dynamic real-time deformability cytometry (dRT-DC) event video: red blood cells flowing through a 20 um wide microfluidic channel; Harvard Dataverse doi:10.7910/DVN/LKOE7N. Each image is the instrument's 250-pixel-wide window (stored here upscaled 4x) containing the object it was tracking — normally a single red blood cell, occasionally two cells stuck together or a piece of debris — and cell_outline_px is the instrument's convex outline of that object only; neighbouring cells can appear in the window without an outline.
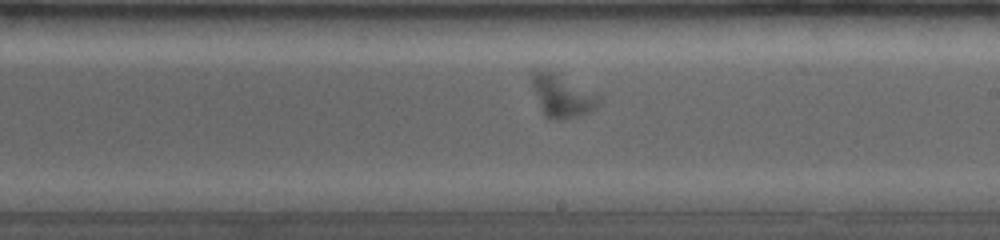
{"species": "common noctule bat (a hibernating species)", "species_latin": "Nyctalus noctula", "temperature_condition": "room temperature", "stored_images_in_passage": 59, "camera_frame_rate_fps": 4000, "um_per_image_px": 0.085, "animal": {"sex": "female", "body_mass_g": 19.0, "forearm_length_mm": 53.3}, "frame": {"image": 1, "passage_image": 29, "time_ms": 6.25, "image_size_px": [1000, 240], "cell_outline_px": [[600, 104], [596, 108], [580, 116], [556, 120], [544, 116], [532, 84], [532, 68], [548, 68], [596, 96], [600, 100]], "centroid_in_image_um": [47.7, 8.13], "position_along_channel_um": 241.3, "area_um2": 16.24}}
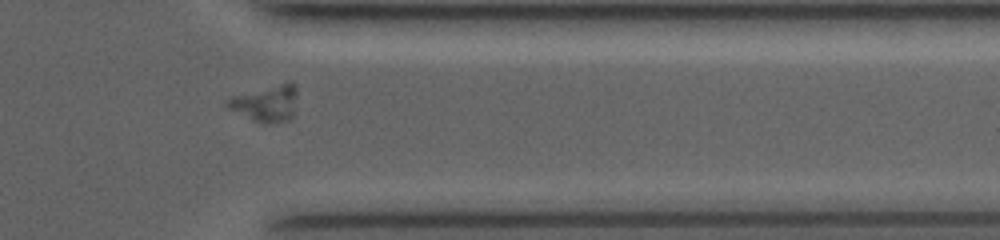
{"frame": {"image": 2, "passage_image": 47, "time_ms": 10.0, "image_size_px": [1000, 240], "cell_outline_px": [[296, 92], [292, 116], [288, 120], [268, 124], [260, 124], [228, 108], [224, 104], [224, 100], [228, 96], [288, 80], [296, 88]], "centroid_in_image_um": [22.53, 8.76], "position_along_channel_um": 388.9, "area_um2": 15.26}}
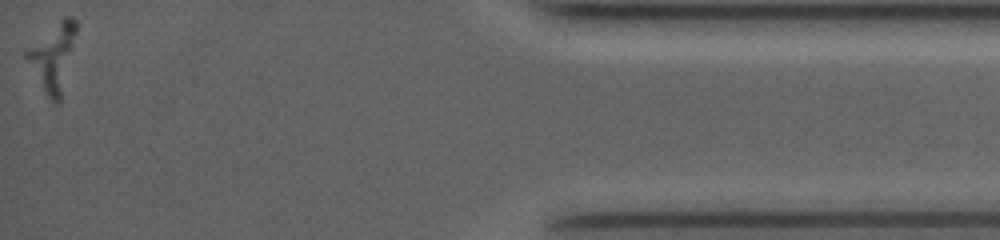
{"frame": {"image": 3, "passage_image": 59, "time_ms": 12.75, "image_size_px": [1000, 240], "cell_outline_px": [[76, 32], [60, 100], [56, 104], [44, 92], [24, 56], [24, 48], [64, 16], [72, 16], [76, 20]], "centroid_in_image_um": [4.46, 4.78], "position_along_channel_um": 430.7, "area_um2": 19.07}}